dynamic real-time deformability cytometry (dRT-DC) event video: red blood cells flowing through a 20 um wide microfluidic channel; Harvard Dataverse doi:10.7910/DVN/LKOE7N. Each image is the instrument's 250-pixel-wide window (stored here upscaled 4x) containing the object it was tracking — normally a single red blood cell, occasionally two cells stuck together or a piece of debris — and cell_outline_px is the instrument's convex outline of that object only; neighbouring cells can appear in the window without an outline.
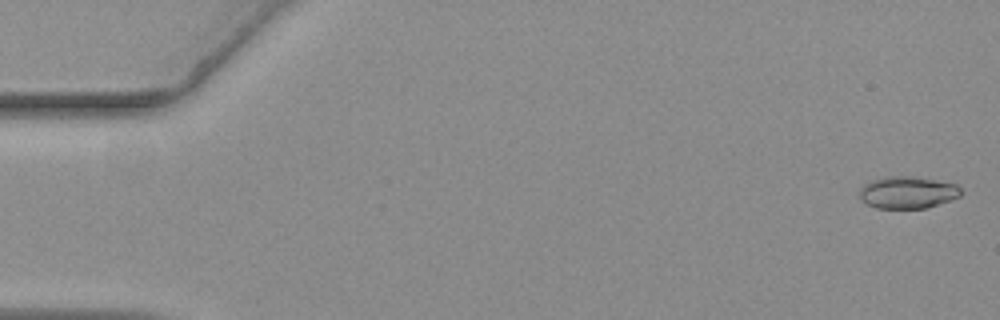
{"species": "common noctule bat (a hibernating species)", "species_latin": "Nyctalus noctula", "temperature_condition": "warm", "stored_images_in_passage": 57, "camera_frame_rate_fps": 3000, "um_per_image_px": 0.085, "animal": {"sex": "female", "body_mass_g": 19.3, "forearm_length_mm": 54.1}, "frame": {"image": 1, "passage_image": 2, "time_ms": 0.333, "image_size_px": [1000, 320], "cell_outline_px": [[964, 192], [960, 196], [924, 208], [876, 208], [860, 200], [860, 188], [868, 180], [888, 176], [912, 176], [936, 180], [956, 184]], "centroid_in_image_um": [77.11, 16.34], "position_along_channel_um": 7.9, "area_um2": 18.96}}
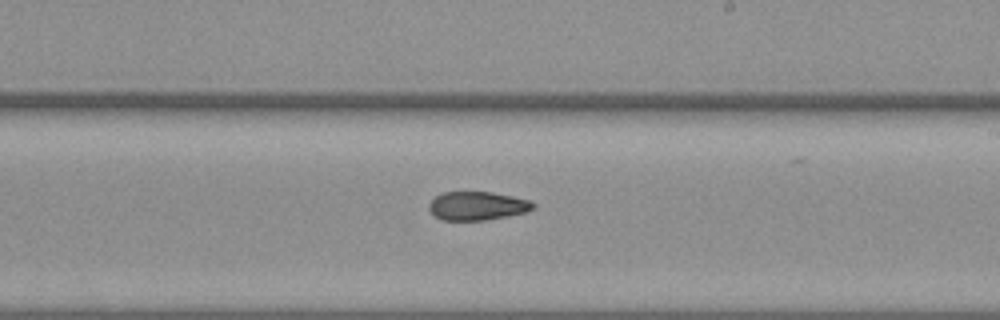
{"frame": {"image": 2, "passage_image": 34, "time_ms": 11.0, "image_size_px": [1000, 320], "cell_outline_px": [[536, 208], [528, 212], [508, 216], [484, 220], [440, 220], [428, 208], [428, 204], [440, 192], [492, 192], [532, 200], [536, 204]], "centroid_in_image_um": [40.62, 17.49], "position_along_channel_um": 248.4, "area_um2": 17.57}}
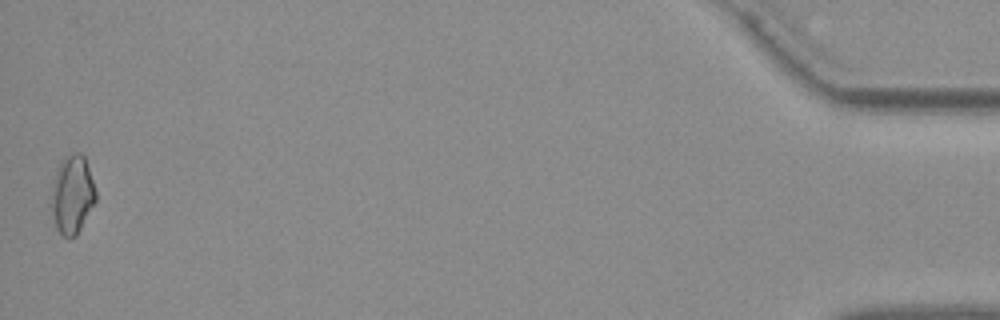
{"frame": {"image": 3, "passage_image": 57, "time_ms": 18.667, "image_size_px": [1000, 320], "cell_outline_px": [[96, 200], [76, 236], [64, 236], [56, 228], [48, 204], [52, 184], [56, 168], [60, 160], [64, 156], [72, 152], [80, 152], [84, 156], [96, 192]], "centroid_in_image_um": [6.08, 16.5], "position_along_channel_um": 429.1, "area_um2": 20.63}, "authors_computed_cell_mechanics": {"area_um2": 18.3226, "velocity_mm_per_s": 3.6502, "shape_relaxation_time_tau1_ms": null, "shape_relaxation_time_tau2_ms": 3.0163, "deformation_change_tau1": null, "deformation_change_tau2": 0.095}}